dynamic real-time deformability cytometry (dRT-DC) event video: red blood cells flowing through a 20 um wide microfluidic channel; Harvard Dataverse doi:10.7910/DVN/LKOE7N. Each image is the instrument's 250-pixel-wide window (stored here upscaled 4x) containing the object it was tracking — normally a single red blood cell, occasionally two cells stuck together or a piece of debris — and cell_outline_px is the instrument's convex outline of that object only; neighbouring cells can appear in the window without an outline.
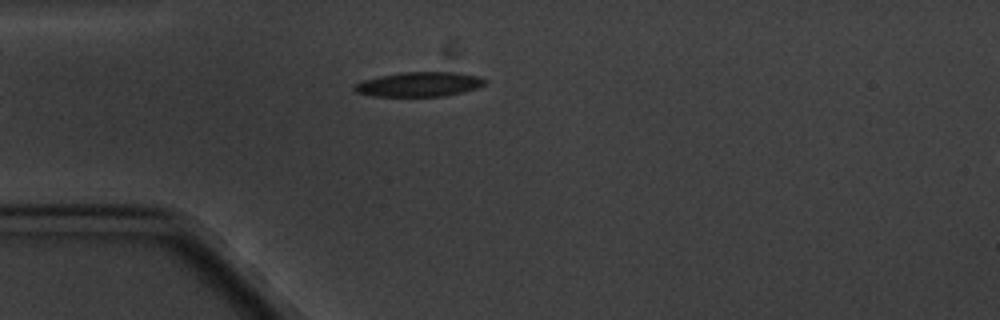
{"species": "common noctule bat (a hibernating species)", "species_latin": "Nyctalus noctula", "temperature_condition": "cold", "stored_images_in_passage": 2, "camera_frame_rate_fps": 3000, "um_per_image_px": 0.085, "animal": {"sex": "male", "body_mass_g": 20.1, "forearm_length_mm": 53.5}, "frame": {"image": 1, "passage_image": 2, "time_ms": 1.333, "image_size_px": [1000, 320], "cell_outline_px": [[488, 80], [484, 84], [476, 88], [444, 96], [372, 96], [356, 92], [352, 88], [360, 80], [400, 72], [460, 72], [480, 76]], "centroid_in_image_um": [35.62, 7.15], "position_along_channel_um": 49.4, "area_um2": 18.79}}